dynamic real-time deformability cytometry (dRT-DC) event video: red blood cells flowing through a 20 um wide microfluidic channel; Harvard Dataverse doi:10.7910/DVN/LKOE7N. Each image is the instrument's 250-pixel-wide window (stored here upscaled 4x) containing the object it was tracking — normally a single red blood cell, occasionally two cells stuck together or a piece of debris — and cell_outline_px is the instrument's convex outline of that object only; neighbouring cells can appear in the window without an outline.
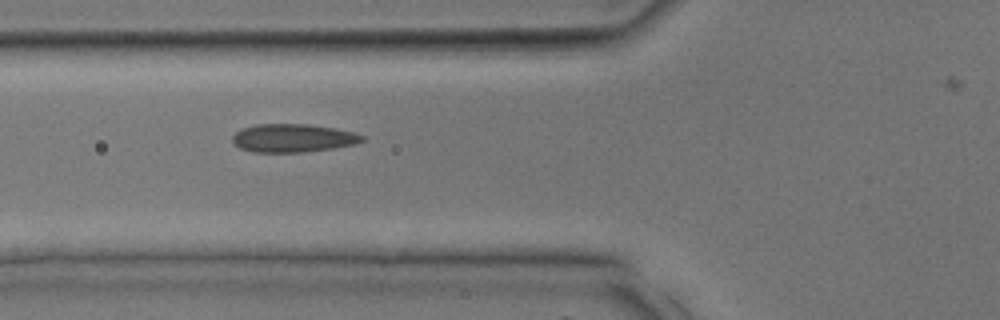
{"species": "common noctule bat (a hibernating species)", "species_latin": "Nyctalus noctula", "temperature_condition": "room temperature", "stored_images_in_passage": 22, "camera_frame_rate_fps": 3000, "um_per_image_px": 0.085, "animal": {"sex": "male", "body_mass_g": 17.9, "forearm_length_mm": 54.2}, "frame": {"image": 1, "passage_image": 4, "time_ms": 1.0, "image_size_px": [1000, 320], "cell_outline_px": [[364, 140], [356, 144], [332, 148], [304, 152], [252, 152], [240, 148], [232, 144], [232, 136], [240, 128], [256, 124], [308, 124], [336, 128], [352, 132], [364, 136]], "centroid_in_image_um": [24.86, 11.73], "position_along_channel_um": 100.9, "area_um2": 21.5}}
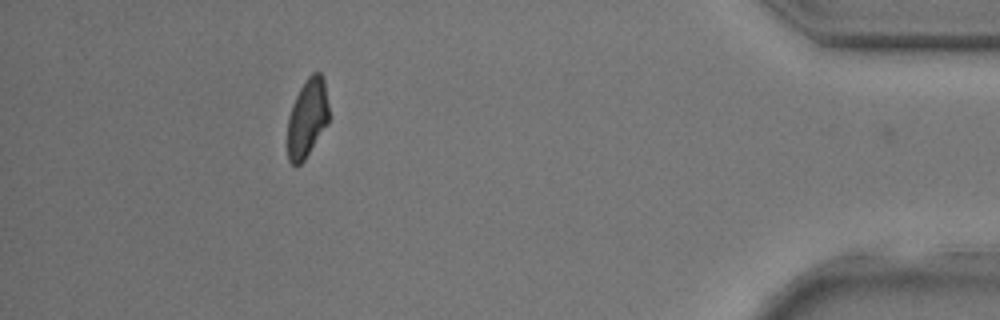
{"frame": {"image": 2, "passage_image": 21, "time_ms": 6.667, "image_size_px": [1000, 320], "cell_outline_px": [[328, 124], [304, 160], [296, 168], [288, 160], [288, 116], [292, 104], [300, 88], [308, 76], [312, 72], [320, 72], [324, 76], [328, 104]], "centroid_in_image_um": [26.12, 10.03], "position_along_channel_um": 409.1, "area_um2": 19.07}}